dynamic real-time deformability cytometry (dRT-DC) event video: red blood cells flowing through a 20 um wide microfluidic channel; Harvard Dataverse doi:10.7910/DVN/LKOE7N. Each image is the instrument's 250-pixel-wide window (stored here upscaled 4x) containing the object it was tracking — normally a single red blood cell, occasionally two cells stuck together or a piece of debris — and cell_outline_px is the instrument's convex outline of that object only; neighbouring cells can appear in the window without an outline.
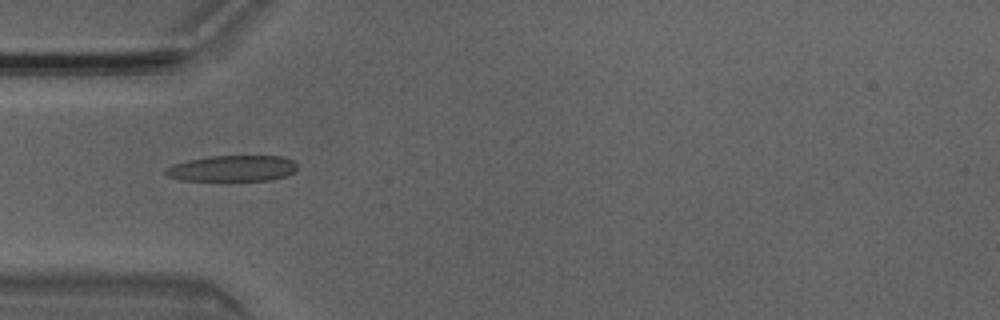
{"species": "Egyptian fruit bat (a non-hibernating species)", "species_latin": "Rousettus aegyptiacus", "temperature_condition": "room temperature", "stored_images_in_passage": 5, "camera_frame_rate_fps": 3000, "um_per_image_px": 0.085, "animal": {"sex": "male"}, "frame": {"image": 1, "passage_image": 3, "time_ms": 0.667, "image_size_px": [1000, 320], "cell_outline_px": [[296, 168], [288, 176], [272, 180], [180, 180], [168, 176], [164, 172], [164, 168], [172, 164], [188, 160], [208, 156], [284, 156], [292, 160], [296, 164]], "centroid_in_image_um": [19.74, 14.31], "position_along_channel_um": 65.3, "area_um2": 20.0}}